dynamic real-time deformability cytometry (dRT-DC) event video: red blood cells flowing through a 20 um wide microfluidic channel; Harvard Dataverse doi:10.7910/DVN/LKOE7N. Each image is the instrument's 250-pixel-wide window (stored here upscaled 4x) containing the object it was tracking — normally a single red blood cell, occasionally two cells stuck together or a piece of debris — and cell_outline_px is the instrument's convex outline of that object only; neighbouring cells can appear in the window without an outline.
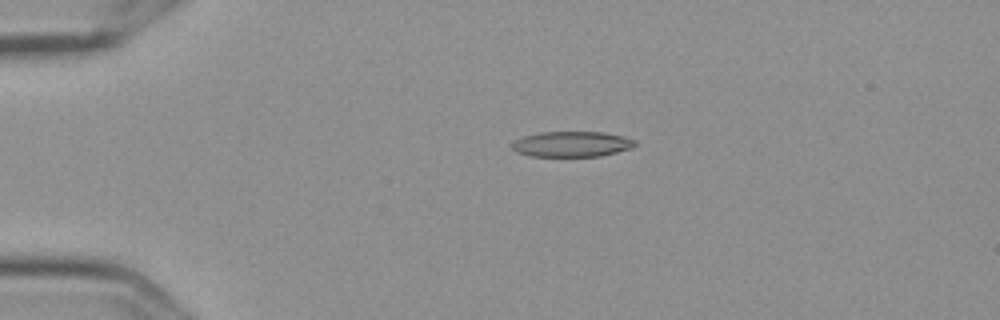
{"species": "Egyptian fruit bat (a non-hibernating species)", "species_latin": "Rousettus aegyptiacus", "temperature_condition": "cold", "stored_images_in_passage": 6, "camera_frame_rate_fps": 3000, "um_per_image_px": 0.085, "frame": {"image": 1, "passage_image": 3, "time_ms": 0.667, "image_size_px": [1000, 320], "cell_outline_px": [[636, 144], [632, 148], [600, 156], [528, 156], [516, 152], [512, 148], [512, 144], [516, 140], [524, 136], [540, 132], [604, 132], [624, 136], [636, 140]], "centroid_in_image_um": [48.62, 12.25], "position_along_channel_um": 36.4, "area_um2": 18.26}}
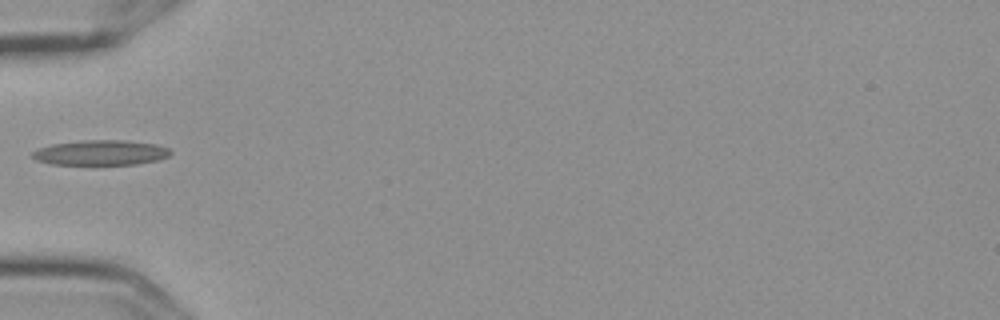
{"frame": {"image": 2, "passage_image": 5, "time_ms": 1.333, "image_size_px": [1000, 320], "cell_outline_px": [[172, 152], [168, 156], [156, 160], [136, 164], [52, 164], [36, 160], [32, 156], [32, 152], [40, 148], [52, 144], [84, 140], [124, 140], [156, 144], [168, 148]], "centroid_in_image_um": [8.57, 12.97], "position_along_channel_um": 76.4, "area_um2": 19.94}}
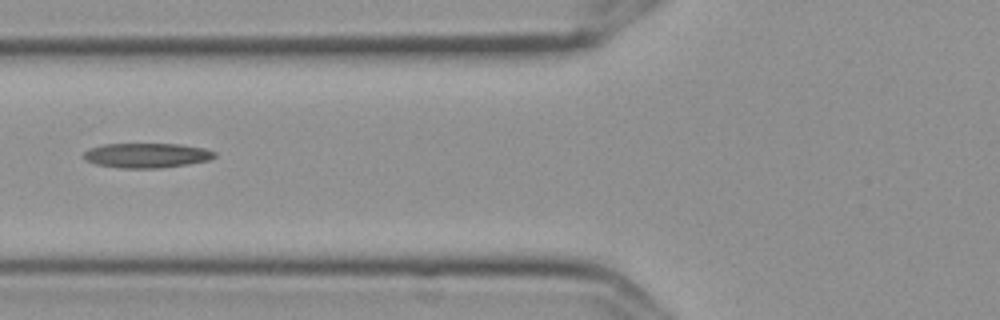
{"frame": {"image": 3, "passage_image": 6, "time_ms": 1.667, "image_size_px": [1000, 320], "cell_outline_px": [[216, 156], [208, 160], [160, 168], [124, 168], [96, 164], [88, 160], [84, 156], [84, 152], [88, 148], [104, 144], [180, 144], [204, 148], [216, 152]], "centroid_in_image_um": [12.47, 13.2], "position_along_channel_um": 113.3, "area_um2": 18.61}}